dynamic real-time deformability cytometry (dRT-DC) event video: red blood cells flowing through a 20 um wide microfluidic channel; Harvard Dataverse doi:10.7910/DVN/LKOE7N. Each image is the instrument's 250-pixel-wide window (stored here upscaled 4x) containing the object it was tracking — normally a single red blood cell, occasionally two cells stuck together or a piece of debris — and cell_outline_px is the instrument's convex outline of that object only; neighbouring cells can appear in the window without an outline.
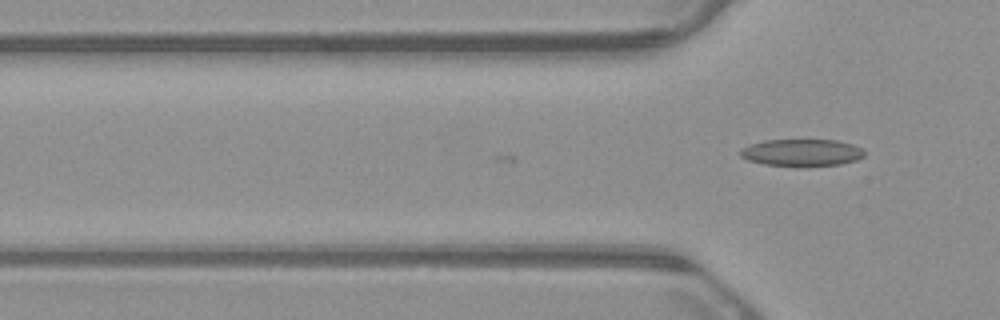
{"species": "common noctule bat (a hibernating species)", "species_latin": "Nyctalus noctula", "temperature_condition": "warm", "stored_images_in_passage": 13, "camera_frame_rate_fps": 3000, "um_per_image_px": 0.085, "animal": {"sex": "male", "body_mass_g": 23.1, "forearm_length_mm": 52.7}, "frame": {"image": 1, "passage_image": 13, "time_ms": 4.0, "image_size_px": [1000, 320], "cell_outline_px": [[864, 156], [856, 160], [840, 164], [796, 168], [764, 164], [748, 160], [740, 156], [740, 152], [744, 148], [752, 144], [764, 140], [836, 140], [852, 144], [860, 148], [864, 152]], "centroid_in_image_um": [68.15, 13.0], "position_along_channel_um": 57.6, "area_um2": 19.77}}